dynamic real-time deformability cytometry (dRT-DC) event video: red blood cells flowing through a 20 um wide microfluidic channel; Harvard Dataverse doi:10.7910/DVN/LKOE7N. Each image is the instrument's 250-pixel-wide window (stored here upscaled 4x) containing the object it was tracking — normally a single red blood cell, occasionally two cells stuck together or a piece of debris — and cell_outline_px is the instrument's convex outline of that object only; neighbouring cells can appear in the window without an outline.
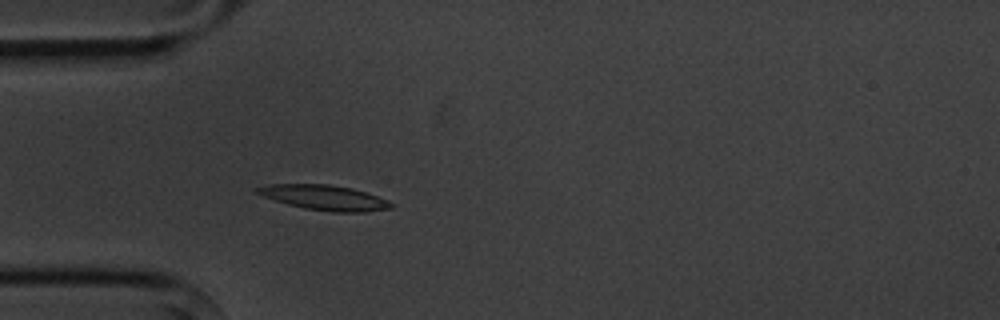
{"species": "common noctule bat (a hibernating species)", "species_latin": "Nyctalus noctula", "temperature_condition": "cold", "stored_images_in_passage": 2, "camera_frame_rate_fps": 3000, "um_per_image_px": 0.085, "animal": {"sex": "male", "body_mass_g": 20.1, "forearm_length_mm": 53.5}, "frame": {"image": 1, "passage_image": 2, "time_ms": 1.0, "image_size_px": [1000, 320], "cell_outline_px": [[396, 204], [392, 208], [364, 212], [332, 212], [304, 208], [288, 204], [264, 196], [256, 192], [252, 188], [268, 184], [328, 184], [352, 188], [388, 200]], "centroid_in_image_um": [27.59, 16.79], "position_along_channel_um": 57.4, "area_um2": 19.48}}